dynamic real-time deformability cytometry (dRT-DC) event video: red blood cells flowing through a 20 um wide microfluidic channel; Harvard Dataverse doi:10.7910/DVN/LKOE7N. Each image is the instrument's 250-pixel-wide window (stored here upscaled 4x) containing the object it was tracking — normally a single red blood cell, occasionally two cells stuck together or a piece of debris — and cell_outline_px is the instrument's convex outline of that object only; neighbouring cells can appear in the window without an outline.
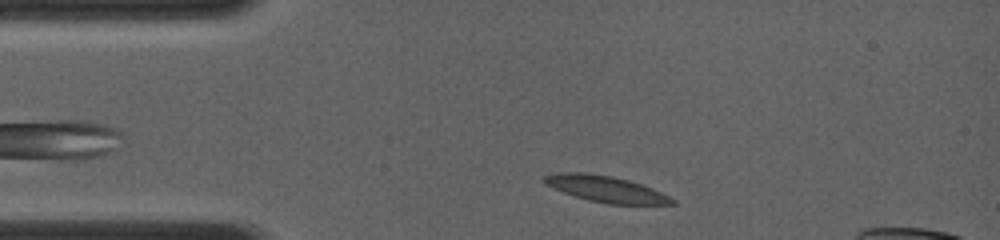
{"species": "common noctule bat (a hibernating species)", "species_latin": "Nyctalus noctula", "temperature_condition": "room temperature", "stored_images_in_passage": 4, "camera_frame_rate_fps": 4000, "um_per_image_px": 0.085, "animal": {"sex": "female", "body_mass_g": 19.0, "forearm_length_mm": 56.7}, "frame": {"image": 1, "passage_image": 2, "time_ms": 0.75, "image_size_px": [1000, 240], "cell_outline_px": [[676, 204], [608, 204], [588, 200], [564, 192], [540, 180], [544, 176], [556, 172], [588, 172], [612, 176], [628, 180], [652, 188], [676, 200]], "centroid_in_image_um": [51.49, 16.05], "position_along_channel_um": 33.5, "area_um2": 19.36}}